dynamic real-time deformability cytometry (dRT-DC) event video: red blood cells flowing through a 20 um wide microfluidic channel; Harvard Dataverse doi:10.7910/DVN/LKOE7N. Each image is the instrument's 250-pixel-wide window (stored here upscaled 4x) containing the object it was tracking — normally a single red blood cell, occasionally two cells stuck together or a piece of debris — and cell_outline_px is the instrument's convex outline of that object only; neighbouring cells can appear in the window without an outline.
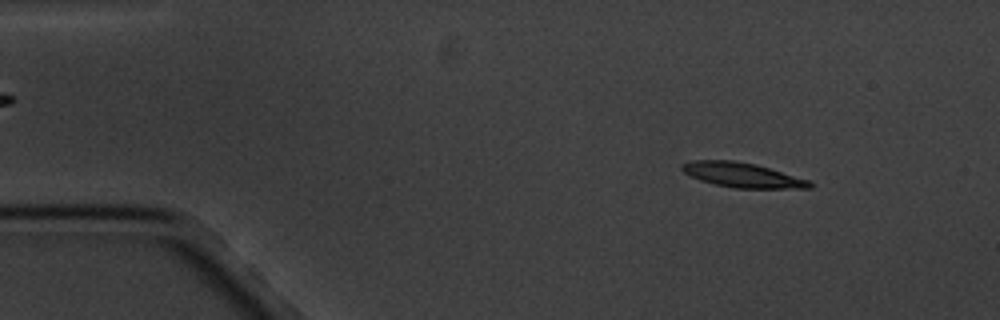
{"species": "common noctule bat (a hibernating species)", "species_latin": "Nyctalus noctula", "temperature_condition": "cold", "stored_images_in_passage": 3, "camera_frame_rate_fps": 3000, "um_per_image_px": 0.085, "animal": {"sex": "male", "body_mass_g": 20.1, "forearm_length_mm": 53.5}, "frame": {"image": 1, "passage_image": 1, "time_ms": 0.0, "image_size_px": [1000, 320], "cell_outline_px": [[816, 184], [812, 188], [732, 188], [700, 180], [684, 172], [680, 168], [680, 164], [692, 160], [732, 160], [756, 164], [808, 180]], "centroid_in_image_um": [63.09, 14.87], "position_along_channel_um": 21.9, "area_um2": 18.32}}